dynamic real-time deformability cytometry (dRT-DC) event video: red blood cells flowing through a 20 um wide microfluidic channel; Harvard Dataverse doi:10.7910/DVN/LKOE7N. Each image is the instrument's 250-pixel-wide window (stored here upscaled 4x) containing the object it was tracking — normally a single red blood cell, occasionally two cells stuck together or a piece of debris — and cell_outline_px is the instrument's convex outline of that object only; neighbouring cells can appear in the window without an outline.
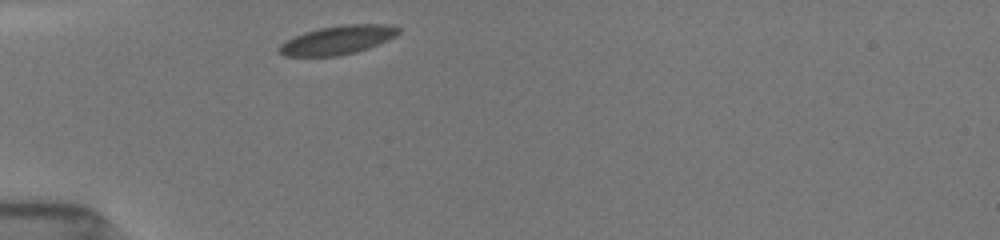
{"species": "common noctule bat (a hibernating species)", "species_latin": "Nyctalus noctula", "temperature_condition": "room temperature", "stored_images_in_passage": 38, "camera_frame_rate_fps": 3000, "um_per_image_px": 0.085, "animal": {"sex": "female", "body_mass_g": 19.5, "forearm_length_mm": 54.1}, "frame": {"image": 1, "passage_image": 1, "time_ms": 0.0, "image_size_px": [1000, 240], "cell_outline_px": [[400, 32], [396, 36], [388, 40], [368, 48], [356, 52], [336, 56], [284, 56], [276, 48], [280, 44], [304, 32], [320, 28], [344, 24], [384, 24], [400, 28]], "centroid_in_image_um": [28.71, 3.4], "position_along_channel_um": 56.3, "area_um2": 19.88}}
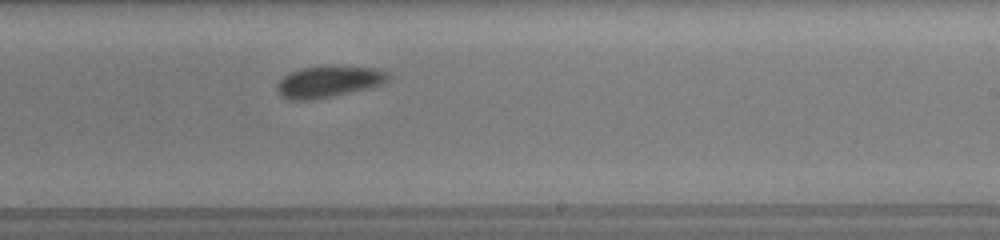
{"frame": {"image": 2, "passage_image": 18, "time_ms": 5.667, "image_size_px": [1000, 240], "cell_outline_px": [[392, 76], [388, 80], [372, 88], [316, 100], [292, 100], [284, 96], [276, 88], [280, 80], [284, 76], [300, 68], [320, 64], [336, 64], [380, 68], [388, 72]], "centroid_in_image_um": [28.03, 6.89], "position_along_channel_um": 261.0, "area_um2": 21.21}}
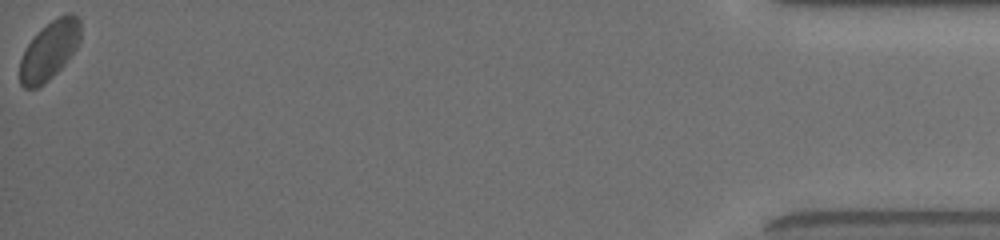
{"frame": {"image": 3, "passage_image": 38, "time_ms": 12.333, "image_size_px": [1000, 240], "cell_outline_px": [[80, 40], [76, 48], [64, 64], [44, 84], [36, 88], [24, 88], [20, 84], [20, 60], [28, 44], [52, 20], [68, 12], [72, 12], [80, 20]], "centroid_in_image_um": [4.21, 4.3], "position_along_channel_um": 431.0, "area_um2": 20.23}, "authors_computed_cell_mechanics": {"area_um2": 20.3167, "velocity_mm_per_s": 3.8427, "shape_relaxation_time_tau1_ms": 1.8909, "shape_relaxation_time_tau2_ms": null, "deformation_change_tau1": 0.0546, "deformation_change_tau2": null}}